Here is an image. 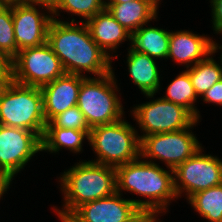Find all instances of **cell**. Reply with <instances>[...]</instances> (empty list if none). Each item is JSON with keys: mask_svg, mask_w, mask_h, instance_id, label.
I'll return each mask as SVG.
<instances>
[{"mask_svg": "<svg viewBox=\"0 0 222 222\" xmlns=\"http://www.w3.org/2000/svg\"><path fill=\"white\" fill-rule=\"evenodd\" d=\"M44 2V3H47V4H52L55 0H28V2Z\"/></svg>", "mask_w": 222, "mask_h": 222, "instance_id": "74e56055", "label": "cell"}, {"mask_svg": "<svg viewBox=\"0 0 222 222\" xmlns=\"http://www.w3.org/2000/svg\"><path fill=\"white\" fill-rule=\"evenodd\" d=\"M117 191L79 206L71 215L78 222H131L141 210Z\"/></svg>", "mask_w": 222, "mask_h": 222, "instance_id": "4fadbf2b", "label": "cell"}, {"mask_svg": "<svg viewBox=\"0 0 222 222\" xmlns=\"http://www.w3.org/2000/svg\"><path fill=\"white\" fill-rule=\"evenodd\" d=\"M88 142L97 156L89 161L95 163L117 167L140 157L137 129L125 119L91 128Z\"/></svg>", "mask_w": 222, "mask_h": 222, "instance_id": "8992f818", "label": "cell"}, {"mask_svg": "<svg viewBox=\"0 0 222 222\" xmlns=\"http://www.w3.org/2000/svg\"><path fill=\"white\" fill-rule=\"evenodd\" d=\"M197 123L199 120L186 129L144 136L141 139L140 156L146 161L149 158L152 163H156L155 160L163 161L167 169L174 170L202 148L191 130Z\"/></svg>", "mask_w": 222, "mask_h": 222, "instance_id": "ba28073f", "label": "cell"}, {"mask_svg": "<svg viewBox=\"0 0 222 222\" xmlns=\"http://www.w3.org/2000/svg\"><path fill=\"white\" fill-rule=\"evenodd\" d=\"M117 192H131L147 199H130L143 212L166 214L173 199H178L174 188L173 170L159 164L138 159L116 167Z\"/></svg>", "mask_w": 222, "mask_h": 222, "instance_id": "7a4b0ae2", "label": "cell"}, {"mask_svg": "<svg viewBox=\"0 0 222 222\" xmlns=\"http://www.w3.org/2000/svg\"><path fill=\"white\" fill-rule=\"evenodd\" d=\"M61 222H78L71 214H57Z\"/></svg>", "mask_w": 222, "mask_h": 222, "instance_id": "1f68e13d", "label": "cell"}, {"mask_svg": "<svg viewBox=\"0 0 222 222\" xmlns=\"http://www.w3.org/2000/svg\"><path fill=\"white\" fill-rule=\"evenodd\" d=\"M75 21L74 17L71 22L53 19L48 29L47 43L65 72L82 76L89 72L101 77L114 71L112 58L92 39L86 23Z\"/></svg>", "mask_w": 222, "mask_h": 222, "instance_id": "6da1fadb", "label": "cell"}, {"mask_svg": "<svg viewBox=\"0 0 222 222\" xmlns=\"http://www.w3.org/2000/svg\"><path fill=\"white\" fill-rule=\"evenodd\" d=\"M86 25L92 39L112 59L113 53H116L122 42L128 40L131 42V33L112 16L107 8L91 17Z\"/></svg>", "mask_w": 222, "mask_h": 222, "instance_id": "2e32d148", "label": "cell"}, {"mask_svg": "<svg viewBox=\"0 0 222 222\" xmlns=\"http://www.w3.org/2000/svg\"><path fill=\"white\" fill-rule=\"evenodd\" d=\"M90 131H81L75 129H65L60 127H45L41 138L42 151L57 153L62 148L70 150L73 153L83 151V141H89Z\"/></svg>", "mask_w": 222, "mask_h": 222, "instance_id": "ffe728a7", "label": "cell"}, {"mask_svg": "<svg viewBox=\"0 0 222 222\" xmlns=\"http://www.w3.org/2000/svg\"><path fill=\"white\" fill-rule=\"evenodd\" d=\"M106 4H122L126 2H130L132 0H106Z\"/></svg>", "mask_w": 222, "mask_h": 222, "instance_id": "8d00e7d4", "label": "cell"}, {"mask_svg": "<svg viewBox=\"0 0 222 222\" xmlns=\"http://www.w3.org/2000/svg\"><path fill=\"white\" fill-rule=\"evenodd\" d=\"M156 94H144L151 101L134 105L130 111L144 136L156 133L173 132L191 127L197 118L185 107L167 101L162 97L154 99Z\"/></svg>", "mask_w": 222, "mask_h": 222, "instance_id": "52a82bcc", "label": "cell"}, {"mask_svg": "<svg viewBox=\"0 0 222 222\" xmlns=\"http://www.w3.org/2000/svg\"><path fill=\"white\" fill-rule=\"evenodd\" d=\"M212 40L213 37L188 30H171L167 59L172 58V61L180 65L185 64L186 69L190 68L212 53Z\"/></svg>", "mask_w": 222, "mask_h": 222, "instance_id": "9a60e30c", "label": "cell"}, {"mask_svg": "<svg viewBox=\"0 0 222 222\" xmlns=\"http://www.w3.org/2000/svg\"><path fill=\"white\" fill-rule=\"evenodd\" d=\"M36 6L39 9L41 7L43 13ZM12 19L17 53L22 49L37 47L47 42L48 29L53 20L50 4L30 1L14 4Z\"/></svg>", "mask_w": 222, "mask_h": 222, "instance_id": "7c38bea8", "label": "cell"}, {"mask_svg": "<svg viewBox=\"0 0 222 222\" xmlns=\"http://www.w3.org/2000/svg\"><path fill=\"white\" fill-rule=\"evenodd\" d=\"M157 217H158L157 215L144 212V222H162L159 221L160 219H158Z\"/></svg>", "mask_w": 222, "mask_h": 222, "instance_id": "d6a6232c", "label": "cell"}, {"mask_svg": "<svg viewBox=\"0 0 222 222\" xmlns=\"http://www.w3.org/2000/svg\"><path fill=\"white\" fill-rule=\"evenodd\" d=\"M144 26L131 34L130 47L137 52L149 55L153 59H167L170 30L150 25Z\"/></svg>", "mask_w": 222, "mask_h": 222, "instance_id": "d6986e66", "label": "cell"}, {"mask_svg": "<svg viewBox=\"0 0 222 222\" xmlns=\"http://www.w3.org/2000/svg\"><path fill=\"white\" fill-rule=\"evenodd\" d=\"M28 2V0H0V5H14Z\"/></svg>", "mask_w": 222, "mask_h": 222, "instance_id": "e575fe53", "label": "cell"}, {"mask_svg": "<svg viewBox=\"0 0 222 222\" xmlns=\"http://www.w3.org/2000/svg\"><path fill=\"white\" fill-rule=\"evenodd\" d=\"M11 184L5 176H0V199L1 197L3 198V195L10 189Z\"/></svg>", "mask_w": 222, "mask_h": 222, "instance_id": "4dcf8cb0", "label": "cell"}, {"mask_svg": "<svg viewBox=\"0 0 222 222\" xmlns=\"http://www.w3.org/2000/svg\"><path fill=\"white\" fill-rule=\"evenodd\" d=\"M65 73L60 59L47 42L22 49L12 59V80L18 84L41 87Z\"/></svg>", "mask_w": 222, "mask_h": 222, "instance_id": "9c48e42d", "label": "cell"}, {"mask_svg": "<svg viewBox=\"0 0 222 222\" xmlns=\"http://www.w3.org/2000/svg\"><path fill=\"white\" fill-rule=\"evenodd\" d=\"M64 194L63 207L54 212L72 214L79 206L113 195L117 191L116 167L81 160L58 178Z\"/></svg>", "mask_w": 222, "mask_h": 222, "instance_id": "3957f363", "label": "cell"}, {"mask_svg": "<svg viewBox=\"0 0 222 222\" xmlns=\"http://www.w3.org/2000/svg\"><path fill=\"white\" fill-rule=\"evenodd\" d=\"M12 81V73H0V95Z\"/></svg>", "mask_w": 222, "mask_h": 222, "instance_id": "f546056e", "label": "cell"}, {"mask_svg": "<svg viewBox=\"0 0 222 222\" xmlns=\"http://www.w3.org/2000/svg\"><path fill=\"white\" fill-rule=\"evenodd\" d=\"M131 222H144V212L141 211Z\"/></svg>", "mask_w": 222, "mask_h": 222, "instance_id": "d590c367", "label": "cell"}, {"mask_svg": "<svg viewBox=\"0 0 222 222\" xmlns=\"http://www.w3.org/2000/svg\"><path fill=\"white\" fill-rule=\"evenodd\" d=\"M188 204L209 222H222V184L191 195Z\"/></svg>", "mask_w": 222, "mask_h": 222, "instance_id": "7402d4cb", "label": "cell"}, {"mask_svg": "<svg viewBox=\"0 0 222 222\" xmlns=\"http://www.w3.org/2000/svg\"><path fill=\"white\" fill-rule=\"evenodd\" d=\"M118 89L113 71L101 77L89 76L82 81L77 106L90 128L125 118L123 104L116 93Z\"/></svg>", "mask_w": 222, "mask_h": 222, "instance_id": "5b68a950", "label": "cell"}, {"mask_svg": "<svg viewBox=\"0 0 222 222\" xmlns=\"http://www.w3.org/2000/svg\"><path fill=\"white\" fill-rule=\"evenodd\" d=\"M42 152L41 137L30 130L0 125V175L11 183L26 164Z\"/></svg>", "mask_w": 222, "mask_h": 222, "instance_id": "8fae6325", "label": "cell"}, {"mask_svg": "<svg viewBox=\"0 0 222 222\" xmlns=\"http://www.w3.org/2000/svg\"><path fill=\"white\" fill-rule=\"evenodd\" d=\"M210 53L204 60L194 66L187 68L191 83L198 97L204 95L217 81L222 79V66Z\"/></svg>", "mask_w": 222, "mask_h": 222, "instance_id": "44dd1931", "label": "cell"}, {"mask_svg": "<svg viewBox=\"0 0 222 222\" xmlns=\"http://www.w3.org/2000/svg\"><path fill=\"white\" fill-rule=\"evenodd\" d=\"M86 77L65 73L53 82L40 87L43 95V114L46 123L50 122L59 113L77 105L81 83Z\"/></svg>", "mask_w": 222, "mask_h": 222, "instance_id": "5bb4252c", "label": "cell"}, {"mask_svg": "<svg viewBox=\"0 0 222 222\" xmlns=\"http://www.w3.org/2000/svg\"><path fill=\"white\" fill-rule=\"evenodd\" d=\"M45 127H60L65 129H75L90 131V127L78 106L71 107L55 116Z\"/></svg>", "mask_w": 222, "mask_h": 222, "instance_id": "484cf974", "label": "cell"}, {"mask_svg": "<svg viewBox=\"0 0 222 222\" xmlns=\"http://www.w3.org/2000/svg\"><path fill=\"white\" fill-rule=\"evenodd\" d=\"M0 51L11 60L17 55L12 5H0Z\"/></svg>", "mask_w": 222, "mask_h": 222, "instance_id": "d4e9b609", "label": "cell"}, {"mask_svg": "<svg viewBox=\"0 0 222 222\" xmlns=\"http://www.w3.org/2000/svg\"><path fill=\"white\" fill-rule=\"evenodd\" d=\"M46 124L40 87L12 80L0 95V125L30 130L42 138Z\"/></svg>", "mask_w": 222, "mask_h": 222, "instance_id": "277c9868", "label": "cell"}, {"mask_svg": "<svg viewBox=\"0 0 222 222\" xmlns=\"http://www.w3.org/2000/svg\"><path fill=\"white\" fill-rule=\"evenodd\" d=\"M105 8L106 0H55L51 4L53 19H57L56 16H60V12L63 11L72 13L71 16L77 15L85 18L79 21V24L81 22L86 23L91 17H94Z\"/></svg>", "mask_w": 222, "mask_h": 222, "instance_id": "cb8c5ba5", "label": "cell"}, {"mask_svg": "<svg viewBox=\"0 0 222 222\" xmlns=\"http://www.w3.org/2000/svg\"><path fill=\"white\" fill-rule=\"evenodd\" d=\"M201 99H203V102L222 106V79L206 91Z\"/></svg>", "mask_w": 222, "mask_h": 222, "instance_id": "83f0119b", "label": "cell"}, {"mask_svg": "<svg viewBox=\"0 0 222 222\" xmlns=\"http://www.w3.org/2000/svg\"><path fill=\"white\" fill-rule=\"evenodd\" d=\"M219 49H220V51L222 50V45L216 43V40L215 41L212 40V53L213 54L217 53ZM220 64L222 66V53L220 54Z\"/></svg>", "mask_w": 222, "mask_h": 222, "instance_id": "836d02e7", "label": "cell"}, {"mask_svg": "<svg viewBox=\"0 0 222 222\" xmlns=\"http://www.w3.org/2000/svg\"><path fill=\"white\" fill-rule=\"evenodd\" d=\"M214 34H222V0H210Z\"/></svg>", "mask_w": 222, "mask_h": 222, "instance_id": "4316f807", "label": "cell"}, {"mask_svg": "<svg viewBox=\"0 0 222 222\" xmlns=\"http://www.w3.org/2000/svg\"><path fill=\"white\" fill-rule=\"evenodd\" d=\"M165 93V96L162 97L163 99L185 107L197 120H200V112L195 106L198 96L195 93L189 73L186 70H183L170 82Z\"/></svg>", "mask_w": 222, "mask_h": 222, "instance_id": "603a6c76", "label": "cell"}, {"mask_svg": "<svg viewBox=\"0 0 222 222\" xmlns=\"http://www.w3.org/2000/svg\"><path fill=\"white\" fill-rule=\"evenodd\" d=\"M204 147L178 165L174 170V188L177 197L191 195L222 184V159L203 154ZM203 150V151H202Z\"/></svg>", "mask_w": 222, "mask_h": 222, "instance_id": "30bf717a", "label": "cell"}, {"mask_svg": "<svg viewBox=\"0 0 222 222\" xmlns=\"http://www.w3.org/2000/svg\"><path fill=\"white\" fill-rule=\"evenodd\" d=\"M158 0H132L122 4H106L112 16L131 34L158 18Z\"/></svg>", "mask_w": 222, "mask_h": 222, "instance_id": "e0dca14e", "label": "cell"}, {"mask_svg": "<svg viewBox=\"0 0 222 222\" xmlns=\"http://www.w3.org/2000/svg\"><path fill=\"white\" fill-rule=\"evenodd\" d=\"M126 57L129 75L132 83L137 85L143 94H156L161 87L158 65L156 60L147 54L137 52L128 47Z\"/></svg>", "mask_w": 222, "mask_h": 222, "instance_id": "ac0fdd59", "label": "cell"}, {"mask_svg": "<svg viewBox=\"0 0 222 222\" xmlns=\"http://www.w3.org/2000/svg\"><path fill=\"white\" fill-rule=\"evenodd\" d=\"M0 73H12V60L0 51Z\"/></svg>", "mask_w": 222, "mask_h": 222, "instance_id": "f1b7e54d", "label": "cell"}]
</instances>
